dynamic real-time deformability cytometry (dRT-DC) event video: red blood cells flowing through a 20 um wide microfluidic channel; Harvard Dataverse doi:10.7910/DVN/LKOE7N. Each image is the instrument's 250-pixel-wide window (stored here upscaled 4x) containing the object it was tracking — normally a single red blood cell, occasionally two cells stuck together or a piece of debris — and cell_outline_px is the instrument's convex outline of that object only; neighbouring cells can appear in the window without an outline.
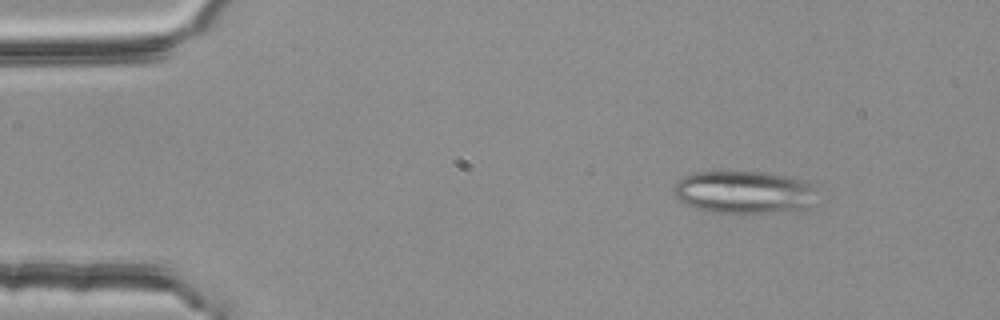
{"species": "common noctule bat (a hibernating species)", "species_latin": "Nyctalus noctula", "temperature_condition": "room temperature", "stored_images_in_passage": 54, "segment_of_instrument_passage": [1, 2], "camera_frame_rate_fps": 3000, "um_per_image_px": 0.085, "animal": {"sex": "female", "body_mass_g": 25.1}, "frame": {"image": 1, "passage_image": 7, "time_ms": 2.0, "image_size_px": [1000, 320], "cell_outline_px": [[816, 184], [812, 204], [804, 208], [764, 212], [708, 212], [688, 204], [680, 200], [672, 192], [676, 180], [684, 176], [696, 172], [764, 172], [788, 176], [808, 180]], "centroid_in_image_um": [63.24, 16.3], "position_along_channel_um": 21.8, "area_um2": 35.37}}